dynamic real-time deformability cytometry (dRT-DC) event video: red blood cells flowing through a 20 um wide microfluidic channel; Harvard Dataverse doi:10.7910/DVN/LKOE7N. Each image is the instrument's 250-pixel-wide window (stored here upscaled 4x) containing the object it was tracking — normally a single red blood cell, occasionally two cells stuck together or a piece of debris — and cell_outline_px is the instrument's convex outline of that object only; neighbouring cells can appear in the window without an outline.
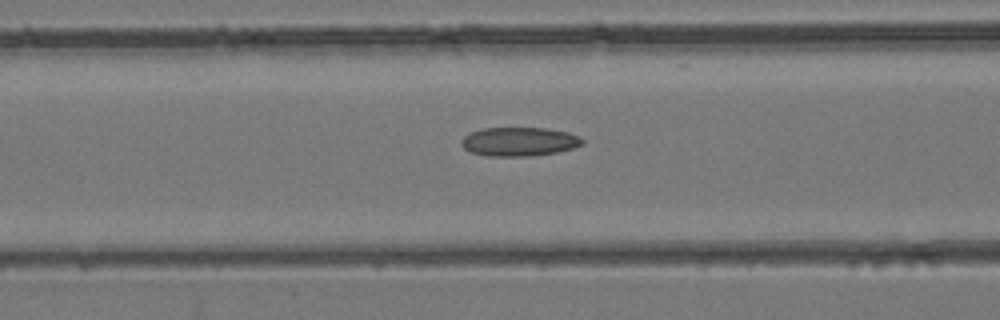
{"species": "common noctule bat (a hibernating species)", "species_latin": "Nyctalus noctula", "temperature_condition": "room temperature", "stored_images_in_passage": 33, "camera_frame_rate_fps": 3000, "um_per_image_px": 0.085, "animal": {"sex": "female", "body_mass_g": 24.6, "forearm_length_mm": 56.2}, "frame": {"image": 1, "passage_image": 8, "time_ms": 2.333, "image_size_px": [1000, 320], "cell_outline_px": [[584, 144], [572, 148], [556, 152], [528, 156], [488, 156], [472, 152], [464, 148], [460, 144], [460, 140], [464, 136], [472, 132], [484, 128], [544, 128], [568, 132], [580, 136], [584, 140]], "centroid_in_image_um": [44.14, 12.03], "position_along_channel_um": 122.5, "area_um2": 20.29}}
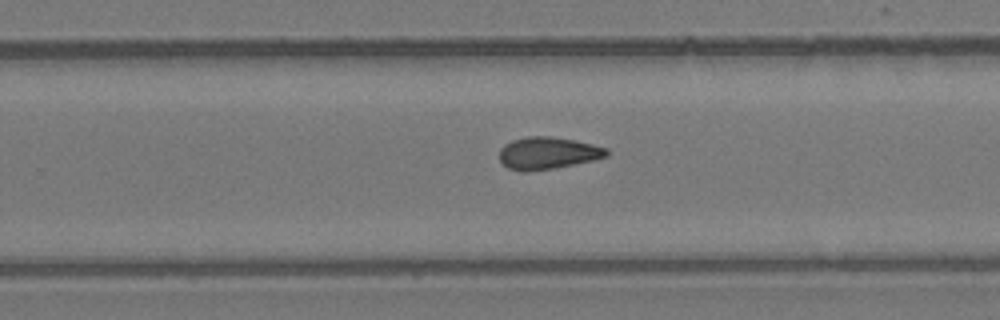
{"frame": {"image": 2, "passage_image": 18, "time_ms": 5.667, "image_size_px": [1000, 320], "cell_outline_px": [[608, 156], [592, 160], [552, 168], [528, 172], [524, 172], [508, 168], [500, 160], [500, 148], [504, 144], [512, 140], [528, 136], [548, 136], [572, 140], [592, 144], [608, 148]], "centroid_in_image_um": [46.53, 13.01], "position_along_channel_um": 283.3, "area_um2": 19.88}}
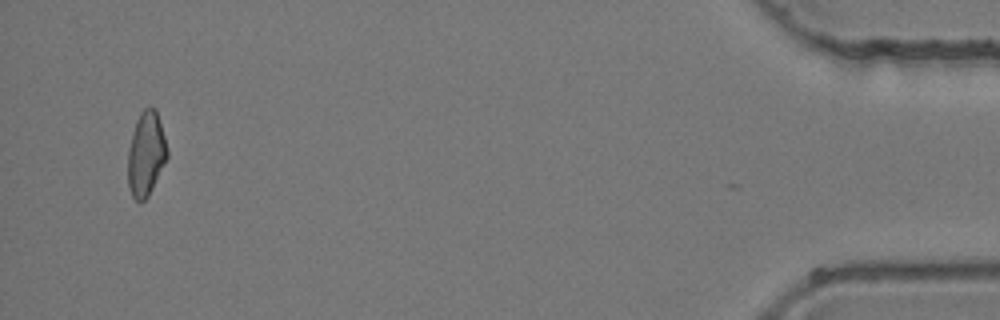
{"frame": {"image": 3, "passage_image": 32, "time_ms": 10.333, "image_size_px": [1000, 320], "cell_outline_px": [[168, 156], [148, 196], [140, 204], [132, 196], [128, 188], [128, 148], [136, 120], [140, 112], [144, 108], [156, 108], [168, 148]], "centroid_in_image_um": [12.4, 13.09], "position_along_channel_um": 422.8, "area_um2": 19.36}}